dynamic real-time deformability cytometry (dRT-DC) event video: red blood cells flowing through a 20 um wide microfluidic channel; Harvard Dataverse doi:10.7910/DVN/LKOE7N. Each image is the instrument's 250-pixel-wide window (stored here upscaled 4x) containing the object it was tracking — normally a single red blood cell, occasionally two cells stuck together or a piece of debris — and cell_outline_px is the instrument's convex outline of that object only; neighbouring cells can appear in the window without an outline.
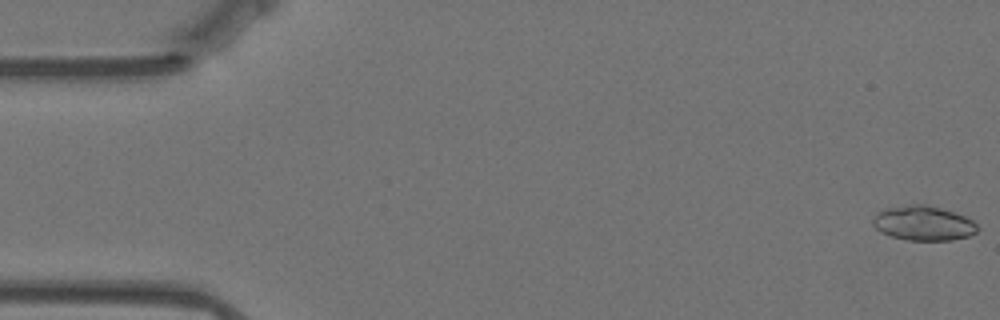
{"species": "Egyptian fruit bat (a non-hibernating species)", "species_latin": "Rousettus aegyptiacus", "temperature_condition": "warm", "stored_images_in_passage": 18, "camera_frame_rate_fps": 3000, "um_per_image_px": 0.085, "animal": {"sex": "female"}, "frame": {"image": 1, "passage_image": 1, "time_ms": 0.0, "image_size_px": [1000, 320], "cell_outline_px": [[980, 228], [976, 232], [968, 236], [952, 240], [908, 240], [892, 236], [880, 232], [872, 224], [872, 216], [876, 212], [884, 208], [912, 204], [924, 204], [940, 208], [964, 216], [972, 220]], "centroid_in_image_um": [78.45, 18.97], "position_along_channel_um": 6.6, "area_um2": 21.15}}
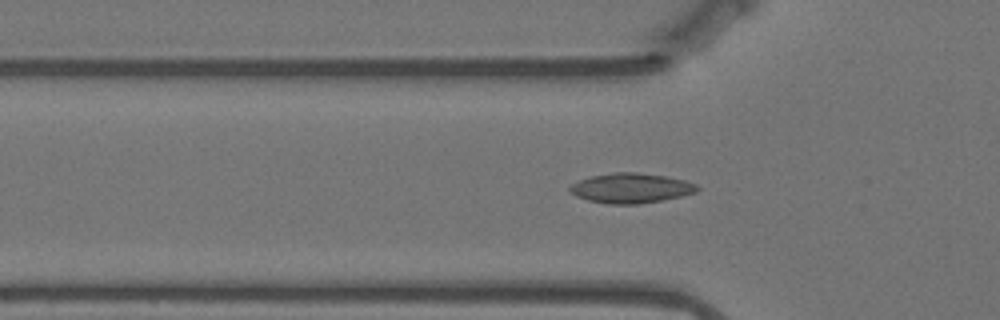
{"frame": {"image": 2, "passage_image": 18, "time_ms": 5.667, "image_size_px": [1000, 320], "cell_outline_px": [[700, 188], [696, 192], [680, 196], [640, 204], [608, 204], [588, 200], [576, 196], [568, 192], [568, 188], [572, 184], [580, 180], [592, 176], [616, 172], [636, 172], [668, 176], [684, 180], [696, 184]], "centroid_in_image_um": [53.62, 15.99], "position_along_channel_um": 72.2, "area_um2": 22.14}}